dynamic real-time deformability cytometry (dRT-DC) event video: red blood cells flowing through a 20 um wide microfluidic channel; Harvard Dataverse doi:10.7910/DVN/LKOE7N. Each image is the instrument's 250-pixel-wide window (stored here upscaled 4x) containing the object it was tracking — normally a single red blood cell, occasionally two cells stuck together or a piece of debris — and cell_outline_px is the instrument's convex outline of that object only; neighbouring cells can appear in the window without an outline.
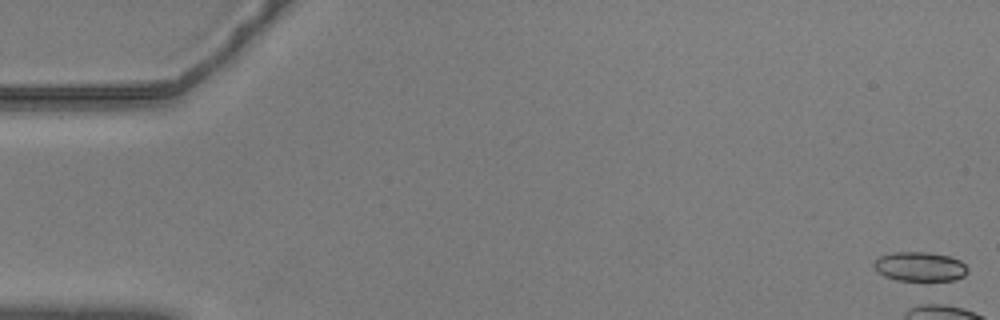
{"species": "common noctule bat (a hibernating species)", "species_latin": "Nyctalus noctula", "temperature_condition": "warm", "stored_images_in_passage": 3, "camera_frame_rate_fps": 3000, "um_per_image_px": 0.085, "animal": {"sex": "male", "body_mass_g": 20.5, "forearm_length_mm": 52.5}, "frame": {"image": 1, "passage_image": 1, "time_ms": 0.0, "image_size_px": [1000, 320], "cell_outline_px": [[968, 272], [964, 276], [956, 280], [924, 284], [896, 280], [884, 276], [876, 272], [872, 264], [880, 256], [892, 252], [928, 252], [948, 256], [960, 260], [968, 268]], "centroid_in_image_um": [78.2, 22.72], "position_along_channel_um": 6.8, "area_um2": 16.99}}